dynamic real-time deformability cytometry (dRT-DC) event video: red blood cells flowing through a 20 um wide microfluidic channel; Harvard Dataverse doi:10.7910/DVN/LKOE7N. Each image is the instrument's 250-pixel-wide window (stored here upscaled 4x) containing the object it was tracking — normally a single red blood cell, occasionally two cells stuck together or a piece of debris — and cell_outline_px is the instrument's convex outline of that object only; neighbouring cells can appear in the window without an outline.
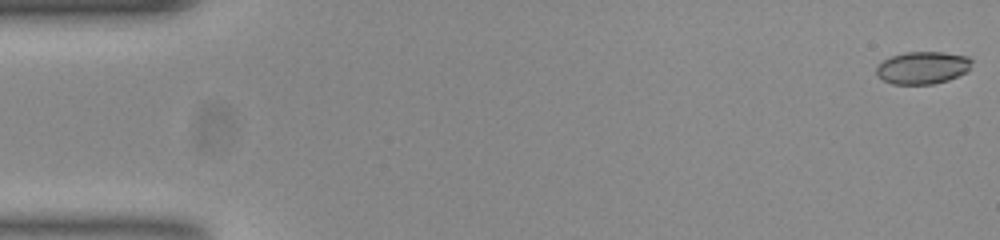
{"species": "common noctule bat (a hibernating species)", "species_latin": "Nyctalus noctula", "temperature_condition": "room temperature", "stored_images_in_passage": 54, "camera_frame_rate_fps": 3000, "um_per_image_px": 0.085, "animal": {"sex": "female", "body_mass_g": 23.0, "forearm_length_mm": 53.4}, "frame": {"image": 1, "passage_image": 1, "time_ms": 0.0, "image_size_px": [1000, 240], "cell_outline_px": [[972, 60], [968, 72], [948, 80], [932, 84], [892, 84], [884, 80], [876, 72], [876, 68], [884, 60], [892, 56], [904, 52], [944, 52], [968, 56]], "centroid_in_image_um": [78.46, 5.75], "position_along_channel_um": 6.5, "area_um2": 17.98}}
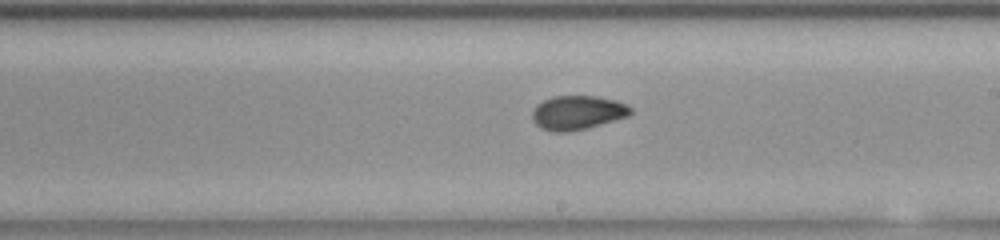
{"frame": {"image": 2, "passage_image": 31, "time_ms": 10.0, "image_size_px": [1000, 240], "cell_outline_px": [[632, 112], [628, 116], [584, 128], [568, 132], [552, 132], [540, 128], [532, 120], [532, 112], [536, 104], [552, 96], [596, 96], [616, 100], [632, 108]], "centroid_in_image_um": [49.04, 9.57], "position_along_channel_um": 240.0, "area_um2": 19.42}}
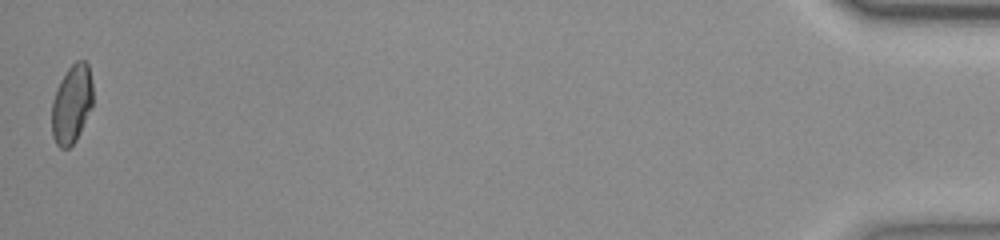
{"frame": {"image": 3, "passage_image": 54, "time_ms": 17.667, "image_size_px": [1000, 240], "cell_outline_px": [[92, 108], [76, 140], [68, 148], [60, 148], [56, 144], [52, 136], [52, 100], [60, 80], [68, 68], [76, 60], [84, 60], [88, 64], [92, 84]], "centroid_in_image_um": [6.09, 8.84], "position_along_channel_um": 429.1, "area_um2": 18.9}, "authors_computed_cell_mechanics": {"area_um2": 19.1607, "velocity_mm_per_s": 3.7674, "shape_relaxation_time_tau1_ms": null, "shape_relaxation_time_tau2_ms": 1.2959, "deformation_change_tau1": null, "deformation_change_tau2": 0.0582}}